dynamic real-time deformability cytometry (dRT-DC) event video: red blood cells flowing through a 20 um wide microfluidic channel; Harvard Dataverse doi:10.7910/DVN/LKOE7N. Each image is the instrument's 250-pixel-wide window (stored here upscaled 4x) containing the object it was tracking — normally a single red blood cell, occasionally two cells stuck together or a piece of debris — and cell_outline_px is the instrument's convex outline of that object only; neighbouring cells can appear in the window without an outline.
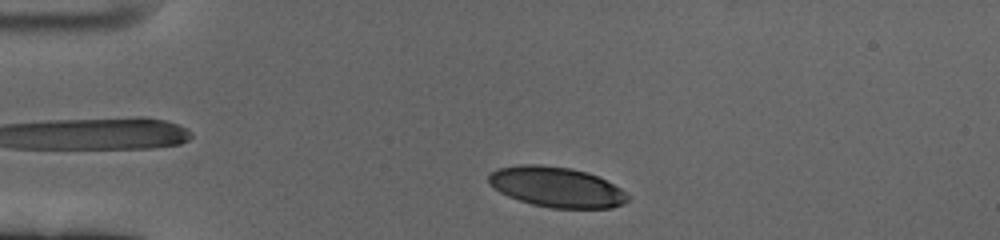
{"species": "human", "species_latin": "Homo sapiens", "temperature_condition": "cold", "stored_images_in_passage": 42, "camera_frame_rate_fps": 3000, "um_per_image_px": 0.085, "donor": {"sex": "female"}, "frame": {"image": 1, "passage_image": 3, "time_ms": 0.667, "image_size_px": [1000, 240], "cell_outline_px": [[628, 200], [624, 204], [612, 208], [552, 208], [532, 204], [508, 196], [500, 192], [488, 184], [488, 176], [496, 168], [520, 164], [540, 164], [572, 168], [588, 172], [620, 188], [628, 196]], "centroid_in_image_um": [47.27, 15.89], "position_along_channel_um": 37.7, "area_um2": 32.66}}
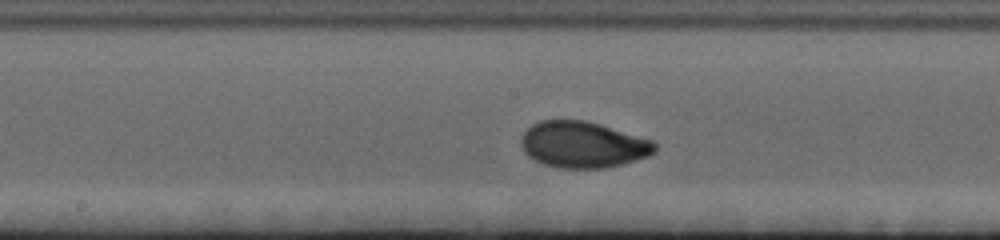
{"frame": {"image": 2, "passage_image": 21, "time_ms": 6.667, "image_size_px": [1000, 240], "cell_outline_px": [[656, 148], [648, 156], [620, 164], [604, 168], [556, 168], [544, 164], [528, 156], [524, 152], [520, 144], [520, 140], [524, 132], [532, 124], [540, 120], [584, 120], [600, 124], [652, 140], [656, 144]], "centroid_in_image_um": [49.51, 12.29], "position_along_channel_um": 198.7, "area_um2": 35.89}}
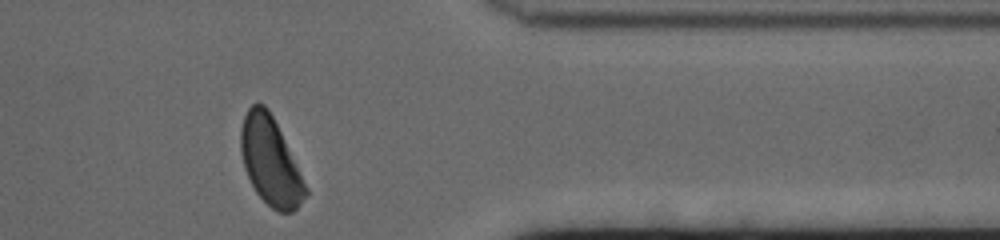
{"frame": {"image": 3, "passage_image": 39, "time_ms": 12.667, "image_size_px": [1000, 240], "cell_outline_px": [[308, 192], [300, 204], [292, 212], [276, 212], [256, 192], [244, 168], [240, 152], [240, 128], [244, 116], [248, 108], [252, 104], [264, 104], [268, 108], [308, 188]], "centroid_in_image_um": [22.96, 13.71], "position_along_channel_um": 388.4, "area_um2": 32.71}, "authors_computed_cell_mechanics": {"area_um2": 34.5355, "velocity_mm_per_s": 3.3833, "shape_relaxation_time_tau1_ms": 2.9285, "shape_relaxation_time_tau2_ms": null, "deformation_change_tau1": 0.1303, "deformation_change_tau2": null}}